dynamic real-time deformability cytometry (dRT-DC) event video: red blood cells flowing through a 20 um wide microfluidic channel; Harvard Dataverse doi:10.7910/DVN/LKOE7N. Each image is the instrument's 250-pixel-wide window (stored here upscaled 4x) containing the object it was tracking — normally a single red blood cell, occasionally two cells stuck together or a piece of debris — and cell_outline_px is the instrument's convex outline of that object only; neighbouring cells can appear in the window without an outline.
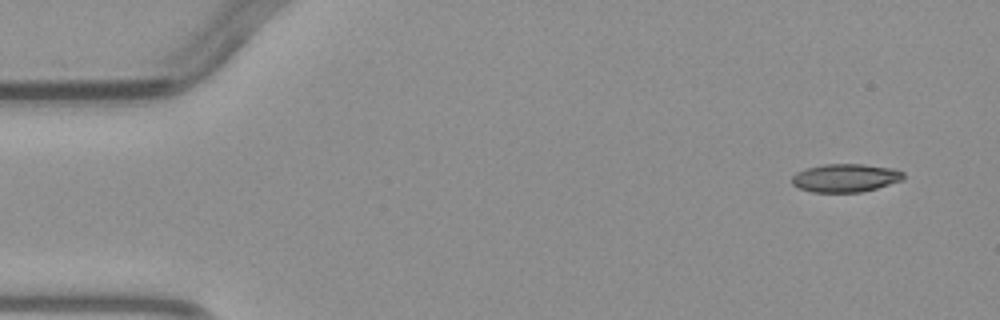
{"species": "common noctule bat (a hibernating species)", "species_latin": "Nyctalus noctula", "temperature_condition": "warm", "stored_images_in_passage": 4, "segment_of_instrument_passage": [1, 2], "camera_frame_rate_fps": 3000, "um_per_image_px": 0.085, "animal": {"sex": "male", "body_mass_g": 23.1, "forearm_length_mm": 52.7}, "frame": {"image": 1, "passage_image": 1, "time_ms": 0.0, "image_size_px": [1000, 320], "cell_outline_px": [[904, 180], [876, 188], [860, 192], [812, 192], [800, 188], [792, 184], [792, 176], [796, 172], [804, 168], [824, 164], [864, 164], [892, 168], [904, 172]], "centroid_in_image_um": [71.86, 15.11], "position_along_channel_um": 13.1, "area_um2": 18.44}}